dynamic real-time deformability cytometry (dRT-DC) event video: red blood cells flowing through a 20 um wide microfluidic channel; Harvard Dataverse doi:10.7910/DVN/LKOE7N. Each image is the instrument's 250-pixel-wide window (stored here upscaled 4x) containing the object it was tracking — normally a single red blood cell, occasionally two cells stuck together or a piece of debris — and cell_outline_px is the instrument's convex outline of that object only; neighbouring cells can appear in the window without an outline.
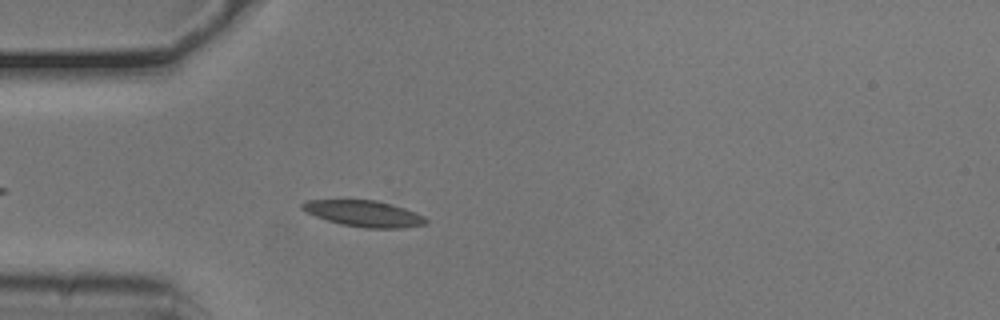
{"species": "common noctule bat (a hibernating species)", "species_latin": "Nyctalus noctula", "temperature_condition": "cold", "stored_images_in_passage": 30, "camera_frame_rate_fps": 3000, "um_per_image_px": 0.085, "animal": {"sex": "male", "body_mass_g": 20.5, "forearm_length_mm": 52.5}, "frame": {"image": 1, "passage_image": 7, "time_ms": 2.0, "image_size_px": [1000, 320], "cell_outline_px": [[428, 220], [424, 224], [400, 228], [364, 228], [340, 224], [316, 216], [300, 208], [300, 204], [308, 200], [376, 200], [392, 204], [404, 208], [424, 216]], "centroid_in_image_um": [30.93, 18.15], "position_along_channel_um": 54.1, "area_um2": 18.67}}
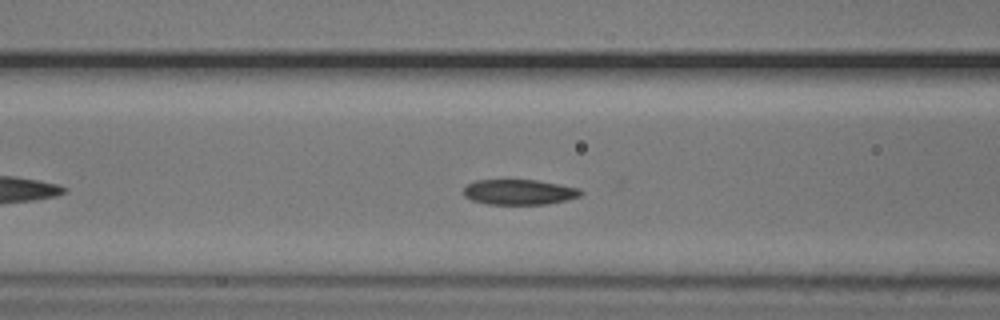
{"frame": {"image": 2, "passage_image": 13, "time_ms": 4.0, "image_size_px": [1000, 320], "cell_outline_px": [[584, 192], [580, 196], [548, 204], [488, 204], [472, 200], [464, 196], [464, 188], [468, 184], [476, 180], [536, 180], [580, 188]], "centroid_in_image_um": [44.14, 16.32], "position_along_channel_um": 122.5, "area_um2": 17.17}}
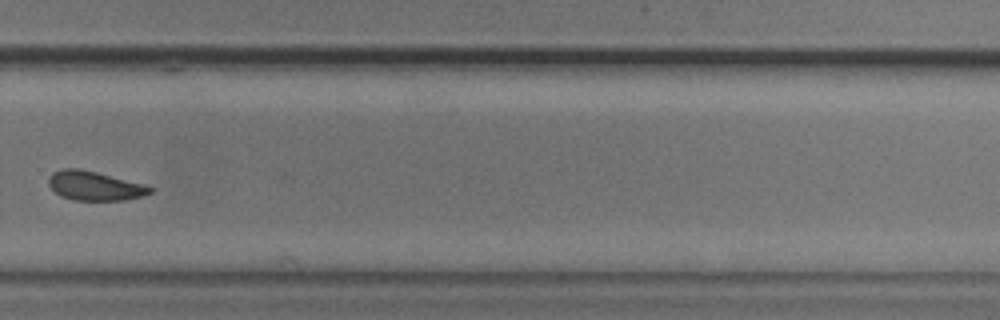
{"frame": {"image": 3, "passage_image": 29, "time_ms": 9.333, "image_size_px": [1000, 320], "cell_outline_px": [[152, 192], [140, 196], [124, 200], [72, 200], [60, 196], [48, 184], [48, 176], [52, 172], [60, 168], [80, 168], [144, 184], [152, 188]], "centroid_in_image_um": [7.98, 15.78], "position_along_channel_um": 321.8, "area_um2": 17.22}}